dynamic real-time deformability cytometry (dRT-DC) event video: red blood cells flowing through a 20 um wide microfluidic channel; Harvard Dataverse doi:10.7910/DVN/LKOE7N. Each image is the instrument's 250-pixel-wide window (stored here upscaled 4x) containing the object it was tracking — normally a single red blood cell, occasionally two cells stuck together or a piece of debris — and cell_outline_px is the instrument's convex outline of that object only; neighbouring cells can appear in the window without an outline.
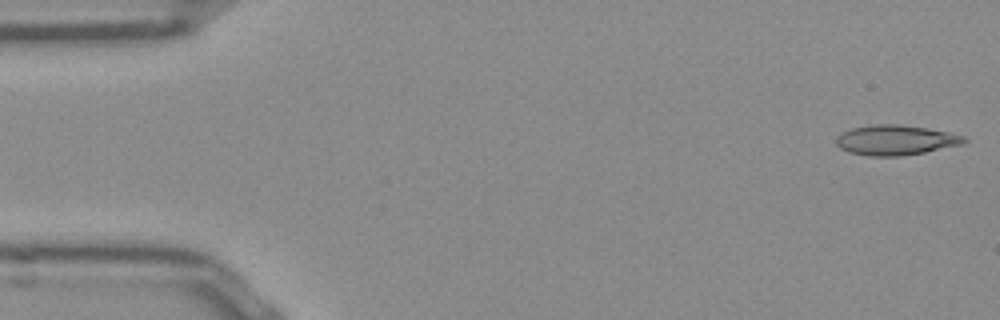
{"species": "Egyptian fruit bat (a non-hibernating species)", "species_latin": "Rousettus aegyptiacus", "temperature_condition": "room temperature", "stored_images_in_passage": 51, "camera_frame_rate_fps": 3000, "um_per_image_px": 0.085, "frame": {"image": 1, "passage_image": 1, "time_ms": 0.0, "image_size_px": [1000, 320], "cell_outline_px": [[968, 140], [964, 144], [924, 152], [900, 156], [868, 156], [848, 152], [840, 148], [836, 144], [836, 136], [852, 128], [872, 124], [896, 124], [928, 128], [948, 132], [964, 136]], "centroid_in_image_um": [76.12, 11.91], "position_along_channel_um": 8.9, "area_um2": 22.43}}
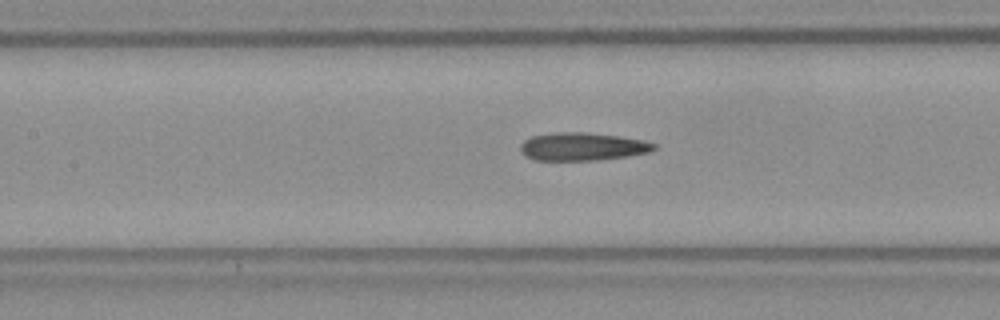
{"frame": {"image": 2, "passage_image": 22, "time_ms": 7.0, "image_size_px": [1000, 320], "cell_outline_px": [[656, 148], [648, 152], [624, 156], [596, 160], [536, 160], [528, 156], [520, 148], [520, 144], [524, 140], [532, 136], [556, 132], [584, 132], [620, 136], [644, 140], [656, 144]], "centroid_in_image_um": [49.51, 12.45], "position_along_channel_um": 157.9, "area_um2": 21.5}}
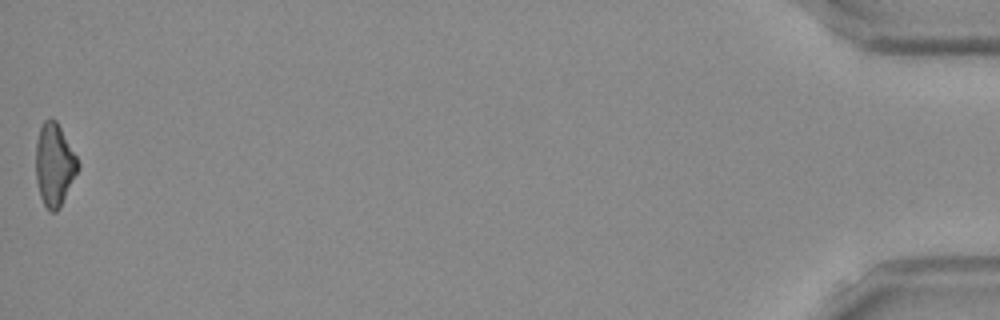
{"frame": {"image": 3, "passage_image": 51, "time_ms": 16.667, "image_size_px": [1000, 320], "cell_outline_px": [[80, 168], [60, 208], [56, 212], [48, 212], [40, 196], [36, 180], [36, 140], [40, 128], [44, 120], [48, 116], [52, 116], [56, 120], [76, 156], [80, 164]], "centroid_in_image_um": [4.62, 14.01], "position_along_channel_um": 430.6, "area_um2": 20.52}, "authors_computed_cell_mechanics": {"area_um2": 21.3282, "velocity_mm_per_s": 3.8909, "shape_relaxation_time_tau1_ms": 8.3127, "shape_relaxation_time_tau2_ms": 5.2782, "deformation_change_tau1": 0.2012, "deformation_change_tau2": 0.1971}}